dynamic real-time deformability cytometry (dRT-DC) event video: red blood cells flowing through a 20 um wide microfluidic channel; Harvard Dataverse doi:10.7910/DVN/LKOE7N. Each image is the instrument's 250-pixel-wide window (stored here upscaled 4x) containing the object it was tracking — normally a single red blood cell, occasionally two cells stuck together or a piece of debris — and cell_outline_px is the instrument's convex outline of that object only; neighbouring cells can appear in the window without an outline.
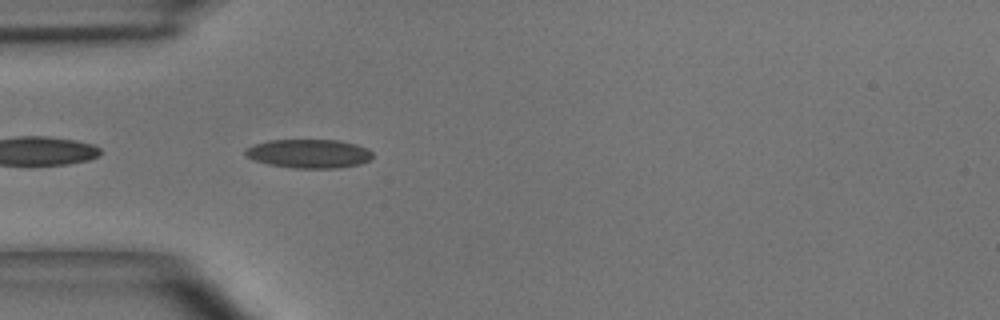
{"species": "common noctule bat (a hibernating species)", "species_latin": "Nyctalus noctula", "temperature_condition": "room temperature", "stored_images_in_passage": 5, "camera_frame_rate_fps": 3000, "um_per_image_px": 0.085, "animal": {"sex": "male", "body_mass_g": 15.6}, "frame": {"image": 1, "passage_image": 2, "time_ms": 0.333, "image_size_px": [1000, 320], "cell_outline_px": [[372, 156], [368, 160], [360, 164], [336, 168], [296, 168], [268, 164], [252, 160], [244, 152], [252, 144], [268, 140], [340, 140], [356, 144], [368, 148], [372, 152]], "centroid_in_image_um": [26.26, 13.05], "position_along_channel_um": 58.7, "area_um2": 21.39}}